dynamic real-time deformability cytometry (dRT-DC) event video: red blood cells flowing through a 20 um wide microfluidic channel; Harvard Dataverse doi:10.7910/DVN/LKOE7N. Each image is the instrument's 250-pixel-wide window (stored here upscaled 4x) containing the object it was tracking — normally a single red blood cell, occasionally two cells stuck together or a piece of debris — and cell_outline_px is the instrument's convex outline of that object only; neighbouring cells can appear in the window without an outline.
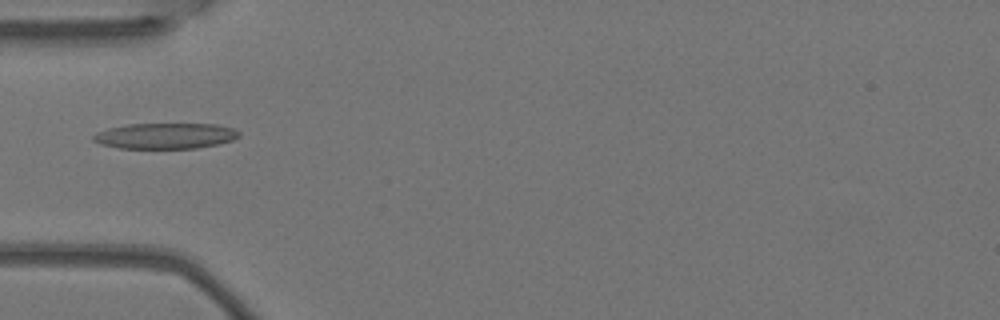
{"species": "Egyptian fruit bat (a non-hibernating species)", "species_latin": "Rousettus aegyptiacus", "temperature_condition": "warm", "stored_images_in_passage": 8, "camera_frame_rate_fps": 3000, "um_per_image_px": 0.085, "animal": {"sex": "female"}, "frame": {"image": 1, "passage_image": 5, "time_ms": 1.333, "image_size_px": [1000, 320], "cell_outline_px": [[240, 136], [232, 140], [216, 144], [196, 148], [120, 148], [100, 144], [92, 140], [92, 136], [96, 132], [108, 128], [128, 124], [216, 124], [232, 128], [240, 132]], "centroid_in_image_um": [14.03, 11.54], "position_along_channel_um": 71.0, "area_um2": 21.79}}
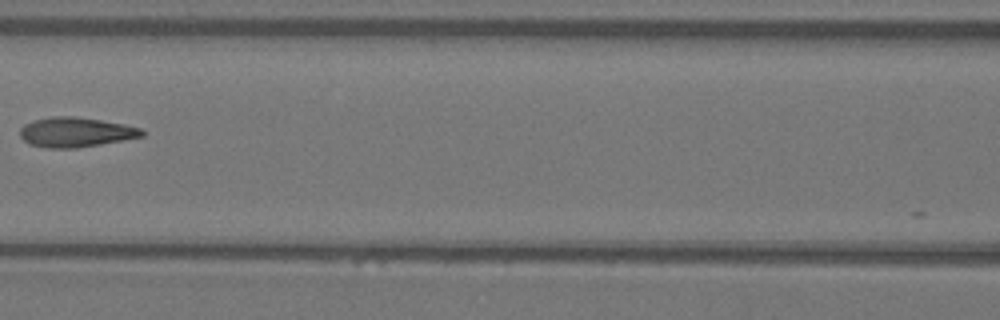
{"frame": {"image": 2, "passage_image": 7, "time_ms": 2.0, "image_size_px": [1000, 320], "cell_outline_px": [[144, 136], [124, 140], [76, 148], [48, 148], [28, 144], [20, 136], [20, 128], [24, 124], [36, 120], [52, 116], [72, 116], [100, 120], [124, 124], [140, 128], [144, 132]], "centroid_in_image_um": [6.42, 11.24], "position_along_channel_um": 160.2, "area_um2": 21.04}}
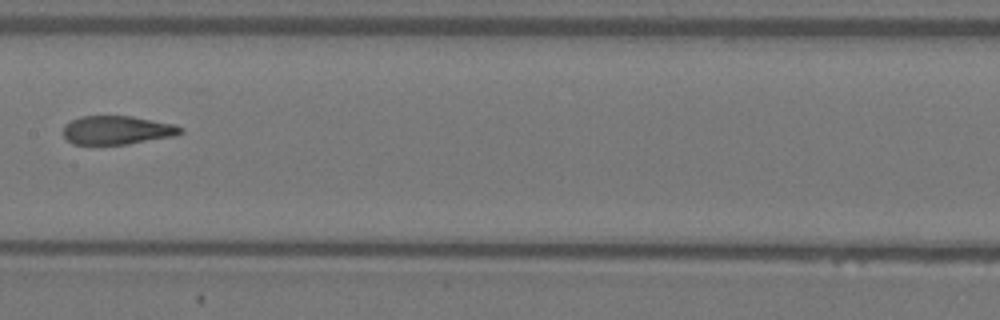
{"frame": {"image": 3, "passage_image": 8, "time_ms": 2.333, "image_size_px": [1000, 320], "cell_outline_px": [[184, 132], [176, 136], [124, 144], [72, 144], [64, 136], [64, 124], [80, 116], [132, 116], [172, 124], [184, 128]], "centroid_in_image_um": [9.96, 11.06], "position_along_channel_um": 197.4, "area_um2": 19.48}}